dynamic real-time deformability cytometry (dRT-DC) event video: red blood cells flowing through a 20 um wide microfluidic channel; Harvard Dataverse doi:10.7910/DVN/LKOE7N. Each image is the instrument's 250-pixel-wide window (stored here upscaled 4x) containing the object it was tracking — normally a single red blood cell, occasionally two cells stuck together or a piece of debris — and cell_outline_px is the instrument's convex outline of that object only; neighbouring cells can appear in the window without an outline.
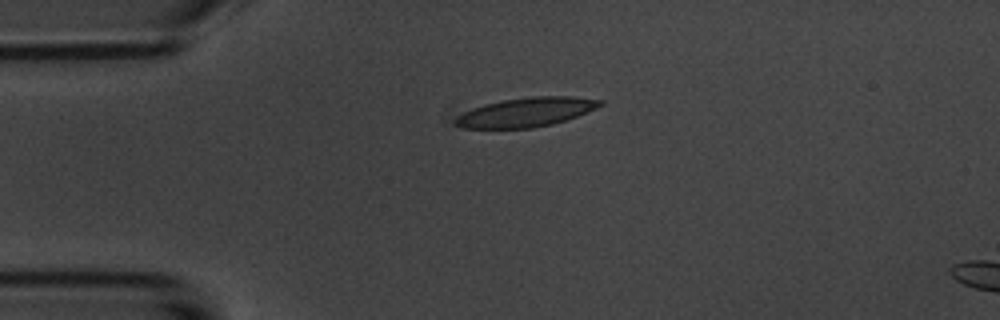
{"species": "common noctule bat (a hibernating species)", "species_latin": "Nyctalus noctula", "temperature_condition": "room temperature", "stored_images_in_passage": 2, "camera_frame_rate_fps": 3000, "um_per_image_px": 0.085, "animal": {"sex": "male", "body_mass_g": 20.1, "forearm_length_mm": 53.5}, "frame": {"image": 1, "passage_image": 1, "time_ms": 0.0, "image_size_px": [1000, 320], "cell_outline_px": [[604, 104], [596, 108], [576, 116], [552, 124], [532, 128], [464, 128], [456, 124], [452, 120], [464, 112], [472, 108], [484, 104], [504, 100], [532, 96], [572, 96], [604, 100]], "centroid_in_image_um": [44.73, 9.53], "position_along_channel_um": 40.3, "area_um2": 24.45}}